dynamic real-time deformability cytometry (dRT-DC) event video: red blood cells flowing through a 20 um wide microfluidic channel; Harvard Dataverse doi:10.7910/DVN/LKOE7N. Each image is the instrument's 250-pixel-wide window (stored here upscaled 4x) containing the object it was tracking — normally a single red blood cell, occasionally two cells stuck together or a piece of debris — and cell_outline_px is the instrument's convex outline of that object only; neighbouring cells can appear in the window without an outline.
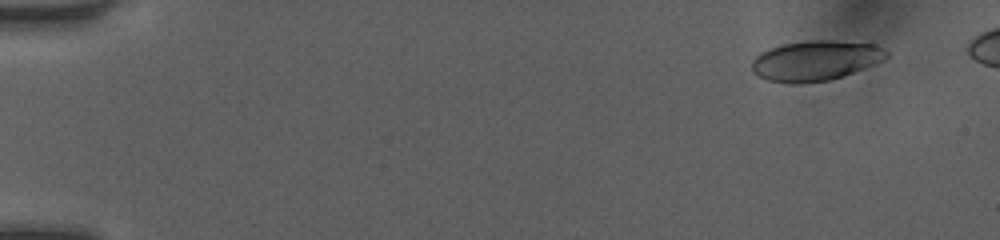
{"species": "human", "species_latin": "Homo sapiens", "temperature_condition": "room temperature", "stored_images_in_passage": 45, "camera_frame_rate_fps": 3000, "um_per_image_px": 0.085, "donor": {"sex": "female"}, "frame": {"image": 1, "passage_image": 1, "time_ms": 0.0, "image_size_px": [1000, 240], "cell_outline_px": [[888, 56], [884, 60], [876, 64], [844, 76], [828, 80], [800, 84], [792, 84], [768, 80], [756, 76], [752, 72], [752, 60], [760, 52], [784, 44], [808, 40], [828, 40], [872, 44], [884, 48], [888, 52]], "centroid_in_image_um": [69.31, 5.17], "position_along_channel_um": 15.7, "area_um2": 31.62}}
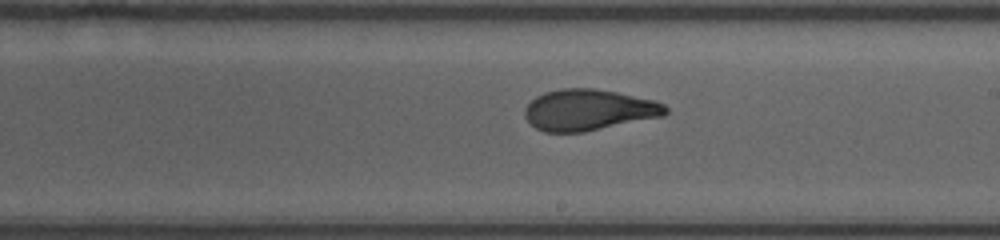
{"frame": {"image": 2, "passage_image": 27, "time_ms": 8.667, "image_size_px": [1000, 240], "cell_outline_px": [[668, 112], [664, 116], [584, 132], [544, 132], [536, 128], [524, 116], [524, 108], [536, 96], [544, 92], [560, 88], [592, 88], [616, 92], [656, 100], [664, 104], [668, 108]], "centroid_in_image_um": [50.05, 9.34], "position_along_channel_um": 239.0, "area_um2": 33.87}}
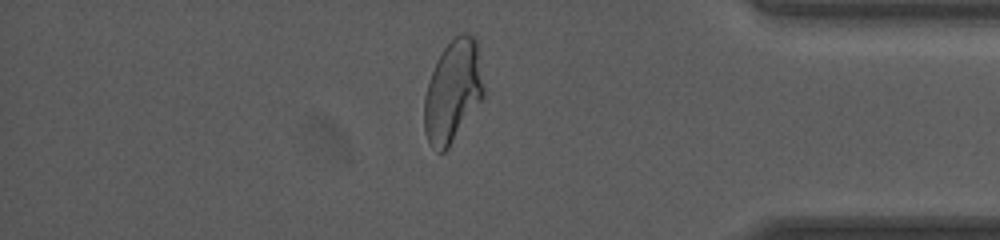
{"frame": {"image": 3, "passage_image": 40, "time_ms": 13.0, "image_size_px": [1000, 240], "cell_outline_px": [[484, 96], [448, 148], [444, 152], [436, 152], [428, 144], [424, 132], [424, 96], [428, 80], [436, 60], [444, 48], [456, 36], [464, 32], [476, 36], [484, 88]], "centroid_in_image_um": [38.47, 7.77], "position_along_channel_um": 396.7, "area_um2": 35.55}}